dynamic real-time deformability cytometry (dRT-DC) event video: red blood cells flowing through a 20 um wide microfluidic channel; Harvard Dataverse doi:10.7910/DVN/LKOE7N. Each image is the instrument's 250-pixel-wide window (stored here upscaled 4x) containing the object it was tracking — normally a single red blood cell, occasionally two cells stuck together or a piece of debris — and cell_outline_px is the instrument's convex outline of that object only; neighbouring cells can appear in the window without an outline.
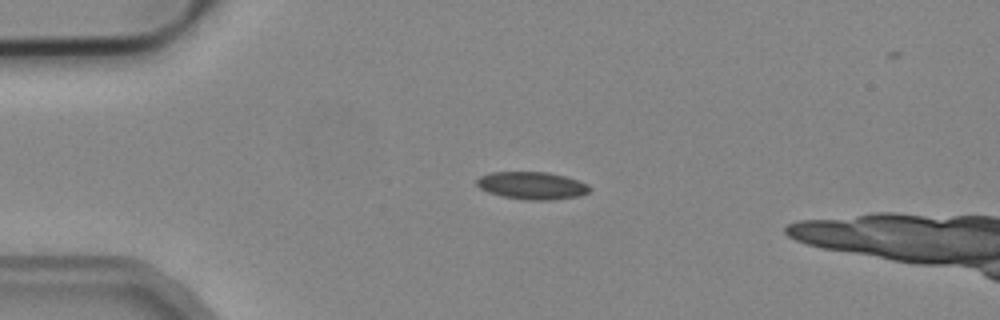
{"species": "common noctule bat (a hibernating species)", "species_latin": "Nyctalus noctula", "temperature_condition": "cold", "stored_images_in_passage": 2, "camera_frame_rate_fps": 3000, "um_per_image_px": 0.085, "animal": {"sex": "male", "body_mass_g": 19.2, "forearm_length_mm": 51.8}, "frame": {"image": 1, "passage_image": 1, "time_ms": 0.0, "image_size_px": [1000, 320], "cell_outline_px": [[592, 188], [588, 192], [580, 196], [548, 200], [528, 200], [504, 196], [488, 192], [480, 188], [476, 184], [476, 180], [480, 176], [492, 172], [548, 172], [580, 180], [588, 184]], "centroid_in_image_um": [45.25, 15.76], "position_along_channel_um": 39.7, "area_um2": 18.09}}